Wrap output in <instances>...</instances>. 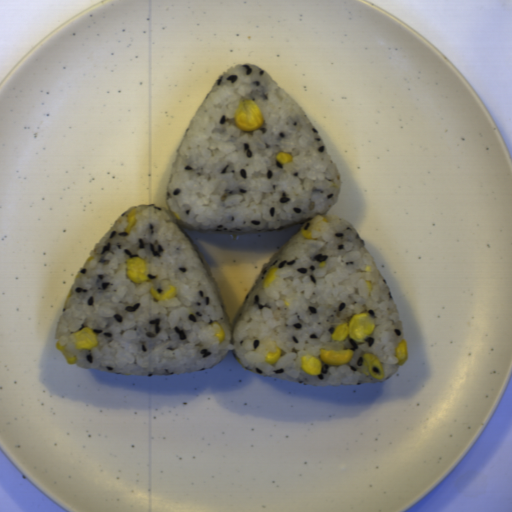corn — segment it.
I'll return each instance as SVG.
<instances>
[{"mask_svg":"<svg viewBox=\"0 0 512 512\" xmlns=\"http://www.w3.org/2000/svg\"><path fill=\"white\" fill-rule=\"evenodd\" d=\"M354 352L351 349L335 351L332 349L320 350L319 358L303 355L301 356V370L312 376L321 374L323 365L341 366L351 361Z\"/></svg>","mask_w":512,"mask_h":512,"instance_id":"corn-1","label":"corn"},{"mask_svg":"<svg viewBox=\"0 0 512 512\" xmlns=\"http://www.w3.org/2000/svg\"><path fill=\"white\" fill-rule=\"evenodd\" d=\"M375 324L371 321L368 312L355 314L351 319L339 324L332 334V339L342 342L349 337L354 342L367 340L373 333Z\"/></svg>","mask_w":512,"mask_h":512,"instance_id":"corn-2","label":"corn"},{"mask_svg":"<svg viewBox=\"0 0 512 512\" xmlns=\"http://www.w3.org/2000/svg\"><path fill=\"white\" fill-rule=\"evenodd\" d=\"M263 122V114L258 104L246 99L238 103L234 113L236 127L250 133L261 128Z\"/></svg>","mask_w":512,"mask_h":512,"instance_id":"corn-3","label":"corn"},{"mask_svg":"<svg viewBox=\"0 0 512 512\" xmlns=\"http://www.w3.org/2000/svg\"><path fill=\"white\" fill-rule=\"evenodd\" d=\"M126 274L130 281L138 284L149 280L145 261L138 256L127 259Z\"/></svg>","mask_w":512,"mask_h":512,"instance_id":"corn-4","label":"corn"},{"mask_svg":"<svg viewBox=\"0 0 512 512\" xmlns=\"http://www.w3.org/2000/svg\"><path fill=\"white\" fill-rule=\"evenodd\" d=\"M73 335L74 346L79 350H91L98 345L97 335L88 327L73 333Z\"/></svg>","mask_w":512,"mask_h":512,"instance_id":"corn-5","label":"corn"},{"mask_svg":"<svg viewBox=\"0 0 512 512\" xmlns=\"http://www.w3.org/2000/svg\"><path fill=\"white\" fill-rule=\"evenodd\" d=\"M372 366L375 368H379L381 375L373 373ZM362 372L366 376H371L376 380H382L385 375L384 365L381 359L369 352L364 353L363 355Z\"/></svg>","mask_w":512,"mask_h":512,"instance_id":"corn-6","label":"corn"},{"mask_svg":"<svg viewBox=\"0 0 512 512\" xmlns=\"http://www.w3.org/2000/svg\"><path fill=\"white\" fill-rule=\"evenodd\" d=\"M150 295L157 301L168 300L175 298L177 294V288L174 285L169 286L166 292H157L155 287L149 289Z\"/></svg>","mask_w":512,"mask_h":512,"instance_id":"corn-7","label":"corn"},{"mask_svg":"<svg viewBox=\"0 0 512 512\" xmlns=\"http://www.w3.org/2000/svg\"><path fill=\"white\" fill-rule=\"evenodd\" d=\"M395 356L398 360L397 365H404L408 358V344L405 339H401L396 348H395Z\"/></svg>","mask_w":512,"mask_h":512,"instance_id":"corn-8","label":"corn"},{"mask_svg":"<svg viewBox=\"0 0 512 512\" xmlns=\"http://www.w3.org/2000/svg\"><path fill=\"white\" fill-rule=\"evenodd\" d=\"M282 357V348L275 347L274 351L267 352L265 355V363L275 364Z\"/></svg>","mask_w":512,"mask_h":512,"instance_id":"corn-9","label":"corn"},{"mask_svg":"<svg viewBox=\"0 0 512 512\" xmlns=\"http://www.w3.org/2000/svg\"><path fill=\"white\" fill-rule=\"evenodd\" d=\"M278 270L279 268L275 266L266 272L265 279L262 283V289L268 288L270 286V284L276 278Z\"/></svg>","mask_w":512,"mask_h":512,"instance_id":"corn-10","label":"corn"},{"mask_svg":"<svg viewBox=\"0 0 512 512\" xmlns=\"http://www.w3.org/2000/svg\"><path fill=\"white\" fill-rule=\"evenodd\" d=\"M138 214L139 213L135 208L130 210V212L128 213V215L126 217V220H127V225L125 228L126 232H130L131 229L133 228V226L136 224Z\"/></svg>","mask_w":512,"mask_h":512,"instance_id":"corn-11","label":"corn"},{"mask_svg":"<svg viewBox=\"0 0 512 512\" xmlns=\"http://www.w3.org/2000/svg\"><path fill=\"white\" fill-rule=\"evenodd\" d=\"M276 158L279 162L280 165H285V164H289L293 157H292V154L288 153V152H279L277 155H276Z\"/></svg>","mask_w":512,"mask_h":512,"instance_id":"corn-12","label":"corn"},{"mask_svg":"<svg viewBox=\"0 0 512 512\" xmlns=\"http://www.w3.org/2000/svg\"><path fill=\"white\" fill-rule=\"evenodd\" d=\"M55 347H56V349H58L59 351H61L63 353V355L65 356V358H66V360L68 362V364H74L76 362V357L69 356L67 354V352H66L67 347L61 346L59 340L57 341Z\"/></svg>","mask_w":512,"mask_h":512,"instance_id":"corn-13","label":"corn"},{"mask_svg":"<svg viewBox=\"0 0 512 512\" xmlns=\"http://www.w3.org/2000/svg\"><path fill=\"white\" fill-rule=\"evenodd\" d=\"M213 325H216L219 329V333L216 334L215 336L219 340V344H221L222 342H224V340L226 338V332H225L223 326L218 321H214L213 323H211V326H213Z\"/></svg>","mask_w":512,"mask_h":512,"instance_id":"corn-14","label":"corn"},{"mask_svg":"<svg viewBox=\"0 0 512 512\" xmlns=\"http://www.w3.org/2000/svg\"><path fill=\"white\" fill-rule=\"evenodd\" d=\"M300 234L303 238L307 240H317V238L313 235L312 231H309L307 229L300 230Z\"/></svg>","mask_w":512,"mask_h":512,"instance_id":"corn-15","label":"corn"},{"mask_svg":"<svg viewBox=\"0 0 512 512\" xmlns=\"http://www.w3.org/2000/svg\"><path fill=\"white\" fill-rule=\"evenodd\" d=\"M365 284H366V286H367L368 291L371 293L372 288H373L372 281H370V280H365Z\"/></svg>","mask_w":512,"mask_h":512,"instance_id":"corn-16","label":"corn"},{"mask_svg":"<svg viewBox=\"0 0 512 512\" xmlns=\"http://www.w3.org/2000/svg\"><path fill=\"white\" fill-rule=\"evenodd\" d=\"M171 212H172V215H173L177 220H180V218H181V217H180V216H179L175 211H172V210H171Z\"/></svg>","mask_w":512,"mask_h":512,"instance_id":"corn-17","label":"corn"},{"mask_svg":"<svg viewBox=\"0 0 512 512\" xmlns=\"http://www.w3.org/2000/svg\"><path fill=\"white\" fill-rule=\"evenodd\" d=\"M93 259H94V256H92V255H91V256H89V257L86 259L85 263H90Z\"/></svg>","mask_w":512,"mask_h":512,"instance_id":"corn-18","label":"corn"},{"mask_svg":"<svg viewBox=\"0 0 512 512\" xmlns=\"http://www.w3.org/2000/svg\"><path fill=\"white\" fill-rule=\"evenodd\" d=\"M321 218H322L323 222H325V223H328V222H329V221H328V219H327V218H325L324 216H323V217H321Z\"/></svg>","mask_w":512,"mask_h":512,"instance_id":"corn-19","label":"corn"}]
</instances>
